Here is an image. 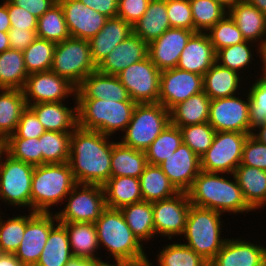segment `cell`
<instances>
[{"label":"cell","mask_w":266,"mask_h":266,"mask_svg":"<svg viewBox=\"0 0 266 266\" xmlns=\"http://www.w3.org/2000/svg\"><path fill=\"white\" fill-rule=\"evenodd\" d=\"M257 128L260 129L259 134L252 132L251 135L259 142L266 144V122L257 126Z\"/></svg>","instance_id":"63"},{"label":"cell","mask_w":266,"mask_h":266,"mask_svg":"<svg viewBox=\"0 0 266 266\" xmlns=\"http://www.w3.org/2000/svg\"><path fill=\"white\" fill-rule=\"evenodd\" d=\"M159 166L179 192H187L201 172L200 157L184 143Z\"/></svg>","instance_id":"20"},{"label":"cell","mask_w":266,"mask_h":266,"mask_svg":"<svg viewBox=\"0 0 266 266\" xmlns=\"http://www.w3.org/2000/svg\"><path fill=\"white\" fill-rule=\"evenodd\" d=\"M76 89L67 79L49 70L29 74L22 90L27 105H30V97L34 99L33 104L62 102L69 94L76 93Z\"/></svg>","instance_id":"17"},{"label":"cell","mask_w":266,"mask_h":266,"mask_svg":"<svg viewBox=\"0 0 266 266\" xmlns=\"http://www.w3.org/2000/svg\"><path fill=\"white\" fill-rule=\"evenodd\" d=\"M78 188H82V191L78 192ZM69 196L63 211L55 213L56 222L95 223L106 208L105 192L100 185L76 184Z\"/></svg>","instance_id":"12"},{"label":"cell","mask_w":266,"mask_h":266,"mask_svg":"<svg viewBox=\"0 0 266 266\" xmlns=\"http://www.w3.org/2000/svg\"><path fill=\"white\" fill-rule=\"evenodd\" d=\"M36 31L10 28L8 31L10 48L24 51L37 38Z\"/></svg>","instance_id":"57"},{"label":"cell","mask_w":266,"mask_h":266,"mask_svg":"<svg viewBox=\"0 0 266 266\" xmlns=\"http://www.w3.org/2000/svg\"><path fill=\"white\" fill-rule=\"evenodd\" d=\"M260 55H261V59L264 65L263 68V76L261 78L266 79V45H264V47L261 48V50L259 51Z\"/></svg>","instance_id":"66"},{"label":"cell","mask_w":266,"mask_h":266,"mask_svg":"<svg viewBox=\"0 0 266 266\" xmlns=\"http://www.w3.org/2000/svg\"><path fill=\"white\" fill-rule=\"evenodd\" d=\"M147 164L144 151L127 147L121 142L113 143L111 177L139 178Z\"/></svg>","instance_id":"34"},{"label":"cell","mask_w":266,"mask_h":266,"mask_svg":"<svg viewBox=\"0 0 266 266\" xmlns=\"http://www.w3.org/2000/svg\"><path fill=\"white\" fill-rule=\"evenodd\" d=\"M238 74L215 62L203 75V91L211 100L235 96L234 93L240 83Z\"/></svg>","instance_id":"37"},{"label":"cell","mask_w":266,"mask_h":266,"mask_svg":"<svg viewBox=\"0 0 266 266\" xmlns=\"http://www.w3.org/2000/svg\"><path fill=\"white\" fill-rule=\"evenodd\" d=\"M0 94V142L4 143L16 130L22 112L27 108L23 90L2 89Z\"/></svg>","instance_id":"30"},{"label":"cell","mask_w":266,"mask_h":266,"mask_svg":"<svg viewBox=\"0 0 266 266\" xmlns=\"http://www.w3.org/2000/svg\"><path fill=\"white\" fill-rule=\"evenodd\" d=\"M249 134L216 132L211 147L200 158L201 171L231 173L241 164L243 145Z\"/></svg>","instance_id":"9"},{"label":"cell","mask_w":266,"mask_h":266,"mask_svg":"<svg viewBox=\"0 0 266 266\" xmlns=\"http://www.w3.org/2000/svg\"><path fill=\"white\" fill-rule=\"evenodd\" d=\"M63 10L70 36L89 40L105 25L108 17L85 6L80 0H58Z\"/></svg>","instance_id":"18"},{"label":"cell","mask_w":266,"mask_h":266,"mask_svg":"<svg viewBox=\"0 0 266 266\" xmlns=\"http://www.w3.org/2000/svg\"><path fill=\"white\" fill-rule=\"evenodd\" d=\"M250 41H244L239 44L224 47L216 52V62L230 70L239 71L248 65L252 59L251 50L249 48ZM221 60V63H220Z\"/></svg>","instance_id":"50"},{"label":"cell","mask_w":266,"mask_h":266,"mask_svg":"<svg viewBox=\"0 0 266 266\" xmlns=\"http://www.w3.org/2000/svg\"><path fill=\"white\" fill-rule=\"evenodd\" d=\"M124 219L139 242L155 234L152 203L140 201L120 208Z\"/></svg>","instance_id":"39"},{"label":"cell","mask_w":266,"mask_h":266,"mask_svg":"<svg viewBox=\"0 0 266 266\" xmlns=\"http://www.w3.org/2000/svg\"><path fill=\"white\" fill-rule=\"evenodd\" d=\"M8 14L11 28L37 30L38 18L22 7L14 5L10 0H8Z\"/></svg>","instance_id":"56"},{"label":"cell","mask_w":266,"mask_h":266,"mask_svg":"<svg viewBox=\"0 0 266 266\" xmlns=\"http://www.w3.org/2000/svg\"><path fill=\"white\" fill-rule=\"evenodd\" d=\"M51 71L67 79L77 88L90 73L96 71L88 40L70 37L58 42Z\"/></svg>","instance_id":"8"},{"label":"cell","mask_w":266,"mask_h":266,"mask_svg":"<svg viewBox=\"0 0 266 266\" xmlns=\"http://www.w3.org/2000/svg\"><path fill=\"white\" fill-rule=\"evenodd\" d=\"M179 129L183 143L200 158L211 147L216 134L215 129L208 122L179 127Z\"/></svg>","instance_id":"46"},{"label":"cell","mask_w":266,"mask_h":266,"mask_svg":"<svg viewBox=\"0 0 266 266\" xmlns=\"http://www.w3.org/2000/svg\"><path fill=\"white\" fill-rule=\"evenodd\" d=\"M0 266H24L13 253H0Z\"/></svg>","instance_id":"62"},{"label":"cell","mask_w":266,"mask_h":266,"mask_svg":"<svg viewBox=\"0 0 266 266\" xmlns=\"http://www.w3.org/2000/svg\"><path fill=\"white\" fill-rule=\"evenodd\" d=\"M170 26L166 0H150L146 12L132 26L133 33L147 44L158 39Z\"/></svg>","instance_id":"28"},{"label":"cell","mask_w":266,"mask_h":266,"mask_svg":"<svg viewBox=\"0 0 266 266\" xmlns=\"http://www.w3.org/2000/svg\"><path fill=\"white\" fill-rule=\"evenodd\" d=\"M227 10L246 41L262 39L266 34V15L246 0H240ZM261 42L259 50L266 45V39Z\"/></svg>","instance_id":"26"},{"label":"cell","mask_w":266,"mask_h":266,"mask_svg":"<svg viewBox=\"0 0 266 266\" xmlns=\"http://www.w3.org/2000/svg\"><path fill=\"white\" fill-rule=\"evenodd\" d=\"M166 9L171 27L194 31L189 0H166Z\"/></svg>","instance_id":"52"},{"label":"cell","mask_w":266,"mask_h":266,"mask_svg":"<svg viewBox=\"0 0 266 266\" xmlns=\"http://www.w3.org/2000/svg\"><path fill=\"white\" fill-rule=\"evenodd\" d=\"M45 132L46 129L38 120L36 114L27 106V108L22 112L15 132L10 137L37 139Z\"/></svg>","instance_id":"54"},{"label":"cell","mask_w":266,"mask_h":266,"mask_svg":"<svg viewBox=\"0 0 266 266\" xmlns=\"http://www.w3.org/2000/svg\"><path fill=\"white\" fill-rule=\"evenodd\" d=\"M220 173L201 171L187 191L191 205L223 213H239L253 209L244 199L237 180L231 182Z\"/></svg>","instance_id":"2"},{"label":"cell","mask_w":266,"mask_h":266,"mask_svg":"<svg viewBox=\"0 0 266 266\" xmlns=\"http://www.w3.org/2000/svg\"><path fill=\"white\" fill-rule=\"evenodd\" d=\"M98 243L108 248L116 263L143 264L148 262L141 242L127 225L120 209L106 207L94 223Z\"/></svg>","instance_id":"3"},{"label":"cell","mask_w":266,"mask_h":266,"mask_svg":"<svg viewBox=\"0 0 266 266\" xmlns=\"http://www.w3.org/2000/svg\"><path fill=\"white\" fill-rule=\"evenodd\" d=\"M217 2L221 3L224 7H227L228 9L231 8L233 5H235L240 0H216Z\"/></svg>","instance_id":"67"},{"label":"cell","mask_w":266,"mask_h":266,"mask_svg":"<svg viewBox=\"0 0 266 266\" xmlns=\"http://www.w3.org/2000/svg\"><path fill=\"white\" fill-rule=\"evenodd\" d=\"M159 266H209L201 255L197 254L186 244L175 243L168 245L158 256Z\"/></svg>","instance_id":"45"},{"label":"cell","mask_w":266,"mask_h":266,"mask_svg":"<svg viewBox=\"0 0 266 266\" xmlns=\"http://www.w3.org/2000/svg\"><path fill=\"white\" fill-rule=\"evenodd\" d=\"M209 266H266V248L238 239H226Z\"/></svg>","instance_id":"23"},{"label":"cell","mask_w":266,"mask_h":266,"mask_svg":"<svg viewBox=\"0 0 266 266\" xmlns=\"http://www.w3.org/2000/svg\"><path fill=\"white\" fill-rule=\"evenodd\" d=\"M252 6H255L258 10L266 15V0H246Z\"/></svg>","instance_id":"65"},{"label":"cell","mask_w":266,"mask_h":266,"mask_svg":"<svg viewBox=\"0 0 266 266\" xmlns=\"http://www.w3.org/2000/svg\"><path fill=\"white\" fill-rule=\"evenodd\" d=\"M182 144V133L179 127L170 123L145 150L147 163L151 165H161L168 157L172 156Z\"/></svg>","instance_id":"40"},{"label":"cell","mask_w":266,"mask_h":266,"mask_svg":"<svg viewBox=\"0 0 266 266\" xmlns=\"http://www.w3.org/2000/svg\"><path fill=\"white\" fill-rule=\"evenodd\" d=\"M11 28V23L8 14V0L0 5V31L8 32Z\"/></svg>","instance_id":"61"},{"label":"cell","mask_w":266,"mask_h":266,"mask_svg":"<svg viewBox=\"0 0 266 266\" xmlns=\"http://www.w3.org/2000/svg\"><path fill=\"white\" fill-rule=\"evenodd\" d=\"M107 136L79 126L72 131L68 163L77 184L103 186L111 178L113 142Z\"/></svg>","instance_id":"1"},{"label":"cell","mask_w":266,"mask_h":266,"mask_svg":"<svg viewBox=\"0 0 266 266\" xmlns=\"http://www.w3.org/2000/svg\"><path fill=\"white\" fill-rule=\"evenodd\" d=\"M208 123L216 132L230 131L250 135L249 95L246 102L236 96L211 100Z\"/></svg>","instance_id":"14"},{"label":"cell","mask_w":266,"mask_h":266,"mask_svg":"<svg viewBox=\"0 0 266 266\" xmlns=\"http://www.w3.org/2000/svg\"><path fill=\"white\" fill-rule=\"evenodd\" d=\"M249 91L250 134L252 129L266 122V79L259 78Z\"/></svg>","instance_id":"51"},{"label":"cell","mask_w":266,"mask_h":266,"mask_svg":"<svg viewBox=\"0 0 266 266\" xmlns=\"http://www.w3.org/2000/svg\"><path fill=\"white\" fill-rule=\"evenodd\" d=\"M74 94L76 99L133 101L117 75H107L97 70L81 82Z\"/></svg>","instance_id":"22"},{"label":"cell","mask_w":266,"mask_h":266,"mask_svg":"<svg viewBox=\"0 0 266 266\" xmlns=\"http://www.w3.org/2000/svg\"><path fill=\"white\" fill-rule=\"evenodd\" d=\"M150 0H118L117 17L133 26L146 12Z\"/></svg>","instance_id":"55"},{"label":"cell","mask_w":266,"mask_h":266,"mask_svg":"<svg viewBox=\"0 0 266 266\" xmlns=\"http://www.w3.org/2000/svg\"><path fill=\"white\" fill-rule=\"evenodd\" d=\"M103 266H136L135 264H131V263H116V264H107L105 263Z\"/></svg>","instance_id":"68"},{"label":"cell","mask_w":266,"mask_h":266,"mask_svg":"<svg viewBox=\"0 0 266 266\" xmlns=\"http://www.w3.org/2000/svg\"><path fill=\"white\" fill-rule=\"evenodd\" d=\"M10 48L8 32L0 31V54Z\"/></svg>","instance_id":"64"},{"label":"cell","mask_w":266,"mask_h":266,"mask_svg":"<svg viewBox=\"0 0 266 266\" xmlns=\"http://www.w3.org/2000/svg\"><path fill=\"white\" fill-rule=\"evenodd\" d=\"M26 225L27 216H17L8 219L5 223L0 219V253L15 254L22 241Z\"/></svg>","instance_id":"49"},{"label":"cell","mask_w":266,"mask_h":266,"mask_svg":"<svg viewBox=\"0 0 266 266\" xmlns=\"http://www.w3.org/2000/svg\"><path fill=\"white\" fill-rule=\"evenodd\" d=\"M136 266H152V264L148 261L146 263H143V264H138Z\"/></svg>","instance_id":"70"},{"label":"cell","mask_w":266,"mask_h":266,"mask_svg":"<svg viewBox=\"0 0 266 266\" xmlns=\"http://www.w3.org/2000/svg\"><path fill=\"white\" fill-rule=\"evenodd\" d=\"M68 233L73 257L93 259L95 249L99 247L97 230L94 223L86 222H59Z\"/></svg>","instance_id":"33"},{"label":"cell","mask_w":266,"mask_h":266,"mask_svg":"<svg viewBox=\"0 0 266 266\" xmlns=\"http://www.w3.org/2000/svg\"><path fill=\"white\" fill-rule=\"evenodd\" d=\"M37 116L46 131L70 132L77 127V107L69 109L61 102H44L27 105ZM73 110V111H72Z\"/></svg>","instance_id":"27"},{"label":"cell","mask_w":266,"mask_h":266,"mask_svg":"<svg viewBox=\"0 0 266 266\" xmlns=\"http://www.w3.org/2000/svg\"><path fill=\"white\" fill-rule=\"evenodd\" d=\"M191 203L187 192H179L173 197L152 203L155 234L181 235L186 226V220Z\"/></svg>","instance_id":"16"},{"label":"cell","mask_w":266,"mask_h":266,"mask_svg":"<svg viewBox=\"0 0 266 266\" xmlns=\"http://www.w3.org/2000/svg\"><path fill=\"white\" fill-rule=\"evenodd\" d=\"M14 5L22 7L37 18L41 17L58 0H10Z\"/></svg>","instance_id":"58"},{"label":"cell","mask_w":266,"mask_h":266,"mask_svg":"<svg viewBox=\"0 0 266 266\" xmlns=\"http://www.w3.org/2000/svg\"><path fill=\"white\" fill-rule=\"evenodd\" d=\"M66 228L58 222L47 238L45 247L35 266H64L73 258Z\"/></svg>","instance_id":"36"},{"label":"cell","mask_w":266,"mask_h":266,"mask_svg":"<svg viewBox=\"0 0 266 266\" xmlns=\"http://www.w3.org/2000/svg\"><path fill=\"white\" fill-rule=\"evenodd\" d=\"M203 91V76L173 68L161 71L159 99L167 110Z\"/></svg>","instance_id":"13"},{"label":"cell","mask_w":266,"mask_h":266,"mask_svg":"<svg viewBox=\"0 0 266 266\" xmlns=\"http://www.w3.org/2000/svg\"><path fill=\"white\" fill-rule=\"evenodd\" d=\"M77 126L96 130L108 135L117 130H126L136 104L134 101H113L105 99H76Z\"/></svg>","instance_id":"4"},{"label":"cell","mask_w":266,"mask_h":266,"mask_svg":"<svg viewBox=\"0 0 266 266\" xmlns=\"http://www.w3.org/2000/svg\"><path fill=\"white\" fill-rule=\"evenodd\" d=\"M192 11L194 31H209L228 11L216 0H189Z\"/></svg>","instance_id":"44"},{"label":"cell","mask_w":266,"mask_h":266,"mask_svg":"<svg viewBox=\"0 0 266 266\" xmlns=\"http://www.w3.org/2000/svg\"><path fill=\"white\" fill-rule=\"evenodd\" d=\"M27 77L23 51L9 48L0 54V91L22 90Z\"/></svg>","instance_id":"38"},{"label":"cell","mask_w":266,"mask_h":266,"mask_svg":"<svg viewBox=\"0 0 266 266\" xmlns=\"http://www.w3.org/2000/svg\"><path fill=\"white\" fill-rule=\"evenodd\" d=\"M194 33L187 29L169 28L148 44V57L160 71L176 68L181 52Z\"/></svg>","instance_id":"19"},{"label":"cell","mask_w":266,"mask_h":266,"mask_svg":"<svg viewBox=\"0 0 266 266\" xmlns=\"http://www.w3.org/2000/svg\"><path fill=\"white\" fill-rule=\"evenodd\" d=\"M148 57V44L132 33L107 55L96 70L107 75H117L133 63Z\"/></svg>","instance_id":"21"},{"label":"cell","mask_w":266,"mask_h":266,"mask_svg":"<svg viewBox=\"0 0 266 266\" xmlns=\"http://www.w3.org/2000/svg\"><path fill=\"white\" fill-rule=\"evenodd\" d=\"M4 150L14 159L32 164L42 165V152L39 138L24 139L9 137L4 143Z\"/></svg>","instance_id":"47"},{"label":"cell","mask_w":266,"mask_h":266,"mask_svg":"<svg viewBox=\"0 0 266 266\" xmlns=\"http://www.w3.org/2000/svg\"><path fill=\"white\" fill-rule=\"evenodd\" d=\"M80 2L108 18L117 17L118 0H80Z\"/></svg>","instance_id":"59"},{"label":"cell","mask_w":266,"mask_h":266,"mask_svg":"<svg viewBox=\"0 0 266 266\" xmlns=\"http://www.w3.org/2000/svg\"><path fill=\"white\" fill-rule=\"evenodd\" d=\"M232 175L237 180L245 201L252 209H257L266 204L265 170L239 165Z\"/></svg>","instance_id":"29"},{"label":"cell","mask_w":266,"mask_h":266,"mask_svg":"<svg viewBox=\"0 0 266 266\" xmlns=\"http://www.w3.org/2000/svg\"><path fill=\"white\" fill-rule=\"evenodd\" d=\"M211 99L204 92L192 95L170 110L171 124L184 127L208 122Z\"/></svg>","instance_id":"32"},{"label":"cell","mask_w":266,"mask_h":266,"mask_svg":"<svg viewBox=\"0 0 266 266\" xmlns=\"http://www.w3.org/2000/svg\"><path fill=\"white\" fill-rule=\"evenodd\" d=\"M219 20L210 30L208 36L215 52L218 50L244 42L241 31L228 14Z\"/></svg>","instance_id":"48"},{"label":"cell","mask_w":266,"mask_h":266,"mask_svg":"<svg viewBox=\"0 0 266 266\" xmlns=\"http://www.w3.org/2000/svg\"><path fill=\"white\" fill-rule=\"evenodd\" d=\"M35 213L27 215L26 230L15 256L24 266H35L45 247L48 235L55 226L56 215ZM55 219V220H54Z\"/></svg>","instance_id":"15"},{"label":"cell","mask_w":266,"mask_h":266,"mask_svg":"<svg viewBox=\"0 0 266 266\" xmlns=\"http://www.w3.org/2000/svg\"><path fill=\"white\" fill-rule=\"evenodd\" d=\"M105 205L111 209L143 201L139 178L111 177L104 185Z\"/></svg>","instance_id":"31"},{"label":"cell","mask_w":266,"mask_h":266,"mask_svg":"<svg viewBox=\"0 0 266 266\" xmlns=\"http://www.w3.org/2000/svg\"><path fill=\"white\" fill-rule=\"evenodd\" d=\"M215 62L216 52L208 34L196 32L181 52L177 68L203 76Z\"/></svg>","instance_id":"24"},{"label":"cell","mask_w":266,"mask_h":266,"mask_svg":"<svg viewBox=\"0 0 266 266\" xmlns=\"http://www.w3.org/2000/svg\"><path fill=\"white\" fill-rule=\"evenodd\" d=\"M53 41L37 37L24 51L23 58L28 75L51 70L56 48Z\"/></svg>","instance_id":"43"},{"label":"cell","mask_w":266,"mask_h":266,"mask_svg":"<svg viewBox=\"0 0 266 266\" xmlns=\"http://www.w3.org/2000/svg\"><path fill=\"white\" fill-rule=\"evenodd\" d=\"M171 123L170 111L160 103L136 104L121 143L144 151Z\"/></svg>","instance_id":"7"},{"label":"cell","mask_w":266,"mask_h":266,"mask_svg":"<svg viewBox=\"0 0 266 266\" xmlns=\"http://www.w3.org/2000/svg\"><path fill=\"white\" fill-rule=\"evenodd\" d=\"M161 71L149 57L117 74L129 98L137 104L158 103Z\"/></svg>","instance_id":"11"},{"label":"cell","mask_w":266,"mask_h":266,"mask_svg":"<svg viewBox=\"0 0 266 266\" xmlns=\"http://www.w3.org/2000/svg\"><path fill=\"white\" fill-rule=\"evenodd\" d=\"M4 152V153H3ZM5 154L4 145L0 142V155Z\"/></svg>","instance_id":"69"},{"label":"cell","mask_w":266,"mask_h":266,"mask_svg":"<svg viewBox=\"0 0 266 266\" xmlns=\"http://www.w3.org/2000/svg\"><path fill=\"white\" fill-rule=\"evenodd\" d=\"M100 259L101 258L97 257L93 259H83V258L73 257L64 266H103L105 262Z\"/></svg>","instance_id":"60"},{"label":"cell","mask_w":266,"mask_h":266,"mask_svg":"<svg viewBox=\"0 0 266 266\" xmlns=\"http://www.w3.org/2000/svg\"><path fill=\"white\" fill-rule=\"evenodd\" d=\"M240 165L266 170V144L259 142L251 134L244 145Z\"/></svg>","instance_id":"53"},{"label":"cell","mask_w":266,"mask_h":266,"mask_svg":"<svg viewBox=\"0 0 266 266\" xmlns=\"http://www.w3.org/2000/svg\"><path fill=\"white\" fill-rule=\"evenodd\" d=\"M139 181L143 201L153 203L179 193L158 165L147 164Z\"/></svg>","instance_id":"35"},{"label":"cell","mask_w":266,"mask_h":266,"mask_svg":"<svg viewBox=\"0 0 266 266\" xmlns=\"http://www.w3.org/2000/svg\"><path fill=\"white\" fill-rule=\"evenodd\" d=\"M221 214L195 205H191L188 212L183 232L188 241L186 245L208 262L217 255L226 242V239H220Z\"/></svg>","instance_id":"6"},{"label":"cell","mask_w":266,"mask_h":266,"mask_svg":"<svg viewBox=\"0 0 266 266\" xmlns=\"http://www.w3.org/2000/svg\"><path fill=\"white\" fill-rule=\"evenodd\" d=\"M132 33V26L122 18H108L104 27L88 40L91 58L96 67L118 44Z\"/></svg>","instance_id":"25"},{"label":"cell","mask_w":266,"mask_h":266,"mask_svg":"<svg viewBox=\"0 0 266 266\" xmlns=\"http://www.w3.org/2000/svg\"><path fill=\"white\" fill-rule=\"evenodd\" d=\"M36 33L37 37L55 43L71 37L62 7L58 2L38 18Z\"/></svg>","instance_id":"42"},{"label":"cell","mask_w":266,"mask_h":266,"mask_svg":"<svg viewBox=\"0 0 266 266\" xmlns=\"http://www.w3.org/2000/svg\"><path fill=\"white\" fill-rule=\"evenodd\" d=\"M6 160L0 155V198L11 205L31 207V185L34 167L14 159L5 151Z\"/></svg>","instance_id":"10"},{"label":"cell","mask_w":266,"mask_h":266,"mask_svg":"<svg viewBox=\"0 0 266 266\" xmlns=\"http://www.w3.org/2000/svg\"><path fill=\"white\" fill-rule=\"evenodd\" d=\"M71 132L46 131L39 137L42 165L69 161Z\"/></svg>","instance_id":"41"},{"label":"cell","mask_w":266,"mask_h":266,"mask_svg":"<svg viewBox=\"0 0 266 266\" xmlns=\"http://www.w3.org/2000/svg\"><path fill=\"white\" fill-rule=\"evenodd\" d=\"M77 184L68 162L34 167L31 185V210L50 213L48 209L68 196Z\"/></svg>","instance_id":"5"}]
</instances>
